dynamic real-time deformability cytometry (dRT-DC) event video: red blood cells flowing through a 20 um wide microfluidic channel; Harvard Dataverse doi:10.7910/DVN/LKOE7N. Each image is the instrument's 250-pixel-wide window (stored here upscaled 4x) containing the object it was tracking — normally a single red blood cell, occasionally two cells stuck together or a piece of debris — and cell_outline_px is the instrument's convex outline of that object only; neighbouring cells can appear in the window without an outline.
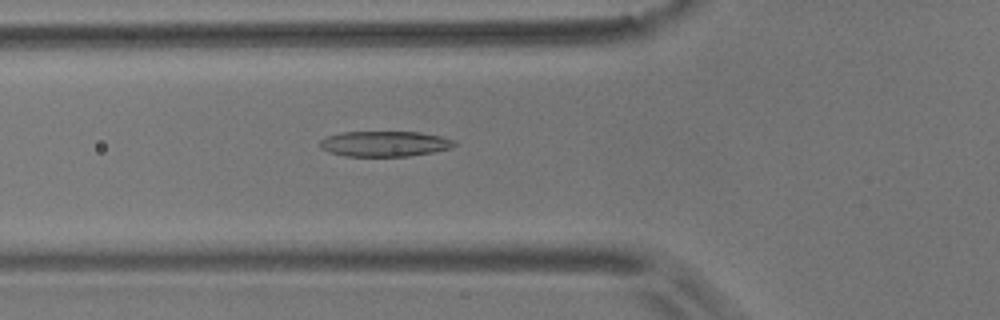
{"species": "common noctule bat (a hibernating species)", "species_latin": "Nyctalus noctula", "temperature_condition": "room temperature", "stored_images_in_passage": 54, "camera_frame_rate_fps": 3000, "um_per_image_px": 0.085, "animal": {"sex": "male", "body_mass_g": 17.9}, "frame": {"image": 1, "passage_image": 18, "time_ms": 5.667, "image_size_px": [1000, 320], "cell_outline_px": [[456, 144], [452, 148], [432, 152], [408, 156], [344, 156], [328, 152], [320, 148], [320, 140], [328, 136], [340, 132], [420, 132], [440, 136], [456, 140]], "centroid_in_image_um": [32.69, 12.22], "position_along_channel_um": 93.1, "area_um2": 20.0}}
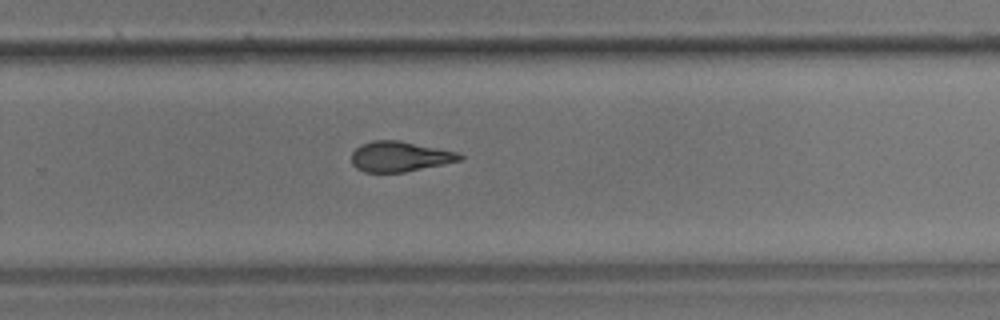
{"frame": {"image": 2, "passage_image": 35, "time_ms": 11.333, "image_size_px": [1000, 320], "cell_outline_px": [[464, 156], [460, 160], [404, 172], [364, 172], [356, 168], [352, 164], [352, 152], [360, 144], [372, 140], [396, 140], [456, 152]], "centroid_in_image_um": [33.9, 13.3], "position_along_channel_um": 295.9, "area_um2": 18.73}}
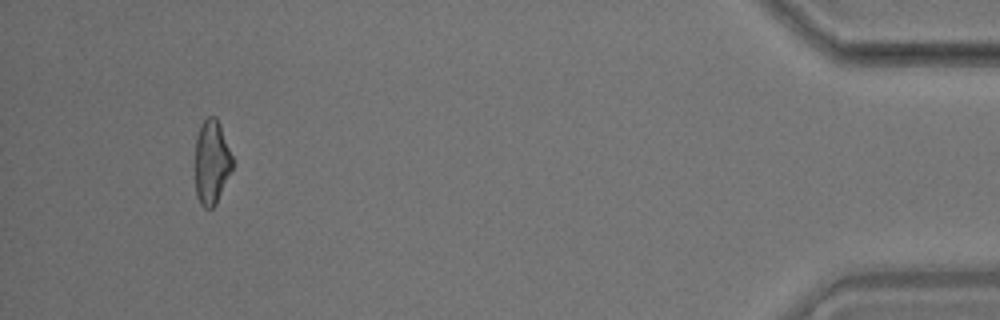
{"frame": {"image": 3, "passage_image": 51, "time_ms": 16.667, "image_size_px": [1000, 320], "cell_outline_px": [[236, 160], [216, 204], [212, 208], [204, 208], [200, 204], [196, 196], [196, 136], [200, 124], [208, 116], [216, 116], [220, 124]], "centroid_in_image_um": [18.02, 13.75], "position_along_channel_um": 417.2, "area_um2": 18.73}, "authors_computed_cell_mechanics": {"area_um2": 19.7387, "velocity_mm_per_s": 3.5713, "shape_relaxation_time_tau1_ms": 7.4717, "shape_relaxation_time_tau2_ms": 2.5168, "deformation_change_tau1": 0.1962, "deformation_change_tau2": 0.1131}}